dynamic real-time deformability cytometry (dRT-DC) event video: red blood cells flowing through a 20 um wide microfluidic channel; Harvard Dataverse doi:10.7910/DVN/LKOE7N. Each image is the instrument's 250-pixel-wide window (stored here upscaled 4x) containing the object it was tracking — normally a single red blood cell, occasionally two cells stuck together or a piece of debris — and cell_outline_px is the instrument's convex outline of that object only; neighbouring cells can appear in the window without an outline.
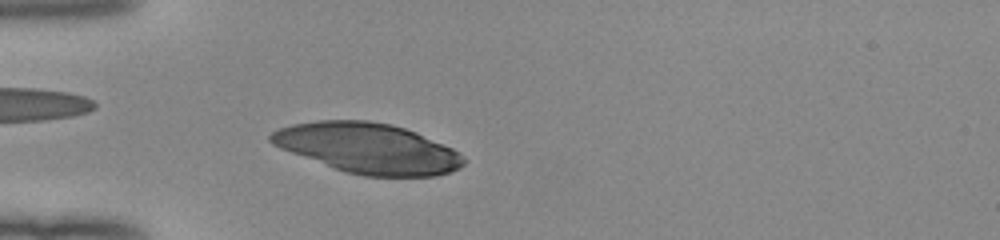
{"species": "human", "species_latin": "Homo sapiens", "temperature_condition": "room temperature", "stored_images_in_passage": 42, "camera_frame_rate_fps": 3000, "um_per_image_px": 0.085, "donor": {"sex": "female"}, "frame": {"image": 1, "passage_image": 10, "time_ms": 3.0, "image_size_px": [1000, 240], "cell_outline_px": [[464, 164], [460, 168], [436, 176], [364, 176], [344, 172], [280, 148], [272, 144], [268, 140], [268, 136], [272, 132], [280, 128], [292, 124], [316, 120], [368, 120], [392, 124], [416, 132], [452, 148], [460, 152], [464, 160]], "centroid_in_image_um": [31.26, 12.59], "position_along_channel_um": 53.7, "area_um2": 56.36}}